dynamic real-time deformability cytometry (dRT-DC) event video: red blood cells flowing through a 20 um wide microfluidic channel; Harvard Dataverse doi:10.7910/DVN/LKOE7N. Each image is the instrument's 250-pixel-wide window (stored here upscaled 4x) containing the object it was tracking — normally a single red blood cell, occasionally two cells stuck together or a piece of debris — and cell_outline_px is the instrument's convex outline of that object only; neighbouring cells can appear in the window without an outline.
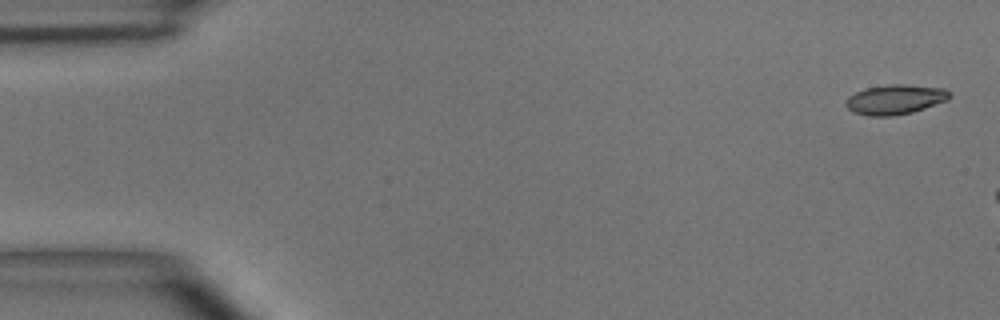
{"species": "common noctule bat (a hibernating species)", "species_latin": "Nyctalus noctula", "temperature_condition": "room temperature", "stored_images_in_passage": 3, "camera_frame_rate_fps": 3000, "um_per_image_px": 0.085, "animal": {"sex": "male", "body_mass_g": 15.6}, "frame": {"image": 1, "passage_image": 1, "time_ms": 0.0, "image_size_px": [1000, 320], "cell_outline_px": [[952, 96], [948, 100], [912, 112], [892, 116], [868, 116], [852, 112], [844, 104], [848, 96], [864, 88], [888, 84], [908, 84], [944, 88]], "centroid_in_image_um": [76.06, 8.45], "position_along_channel_um": 8.9, "area_um2": 18.15}}